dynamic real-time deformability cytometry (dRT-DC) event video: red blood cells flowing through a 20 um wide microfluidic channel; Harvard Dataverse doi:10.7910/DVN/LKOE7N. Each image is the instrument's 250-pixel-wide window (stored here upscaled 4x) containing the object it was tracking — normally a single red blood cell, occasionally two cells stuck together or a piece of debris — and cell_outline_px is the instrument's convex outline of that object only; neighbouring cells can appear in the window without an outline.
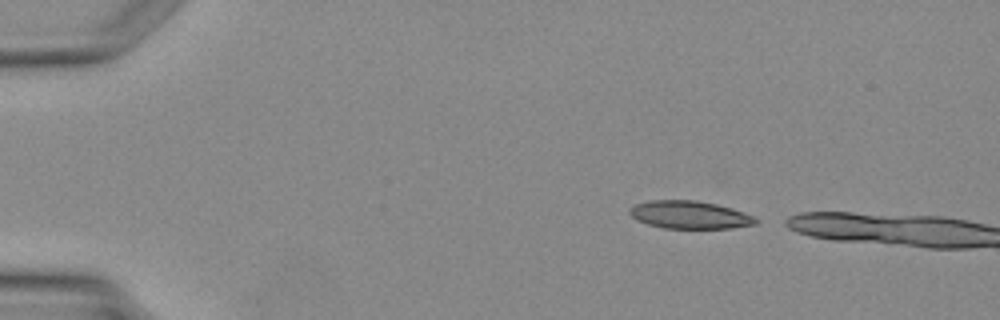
{"species": "Egyptian fruit bat (a non-hibernating species)", "species_latin": "Rousettus aegyptiacus", "temperature_condition": "warm", "stored_images_in_passage": 3, "camera_frame_rate_fps": 3000, "um_per_image_px": 0.085, "animal": {"sex": "female"}, "frame": {"image": 1, "passage_image": 1, "time_ms": 0.0, "image_size_px": [1000, 320], "cell_outline_px": [[760, 220], [756, 224], [732, 228], [664, 228], [648, 224], [636, 220], [628, 212], [628, 208], [636, 204], [648, 200], [696, 200], [716, 204], [732, 208], [744, 212]], "centroid_in_image_um": [58.61, 18.25], "position_along_channel_um": 26.4, "area_um2": 20.52}}